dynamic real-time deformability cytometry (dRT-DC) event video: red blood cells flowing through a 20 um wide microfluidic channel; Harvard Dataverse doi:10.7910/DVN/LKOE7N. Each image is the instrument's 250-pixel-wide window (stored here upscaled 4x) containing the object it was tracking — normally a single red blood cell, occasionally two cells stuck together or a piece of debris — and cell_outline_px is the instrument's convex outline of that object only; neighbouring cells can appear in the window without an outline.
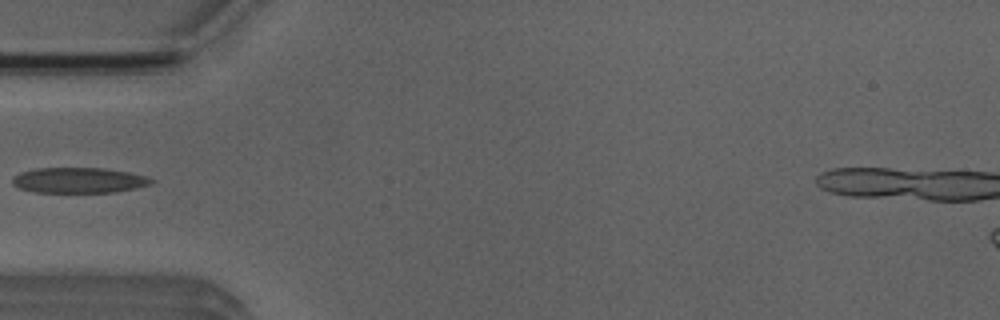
{"species": "Egyptian fruit bat (a non-hibernating species)", "species_latin": "Rousettus aegyptiacus", "temperature_condition": "room temperature", "stored_images_in_passage": 5, "camera_frame_rate_fps": 3000, "um_per_image_px": 0.085, "animal": {"sex": "male"}, "frame": {"image": 1, "passage_image": 4, "time_ms": 3.333, "image_size_px": [1000, 320], "cell_outline_px": [[156, 180], [152, 184], [136, 188], [116, 192], [32, 192], [20, 188], [12, 184], [12, 176], [20, 172], [36, 168], [104, 168], [128, 172], [148, 176]], "centroid_in_image_um": [6.72, 15.32], "position_along_channel_um": 78.3, "area_um2": 20.81}}